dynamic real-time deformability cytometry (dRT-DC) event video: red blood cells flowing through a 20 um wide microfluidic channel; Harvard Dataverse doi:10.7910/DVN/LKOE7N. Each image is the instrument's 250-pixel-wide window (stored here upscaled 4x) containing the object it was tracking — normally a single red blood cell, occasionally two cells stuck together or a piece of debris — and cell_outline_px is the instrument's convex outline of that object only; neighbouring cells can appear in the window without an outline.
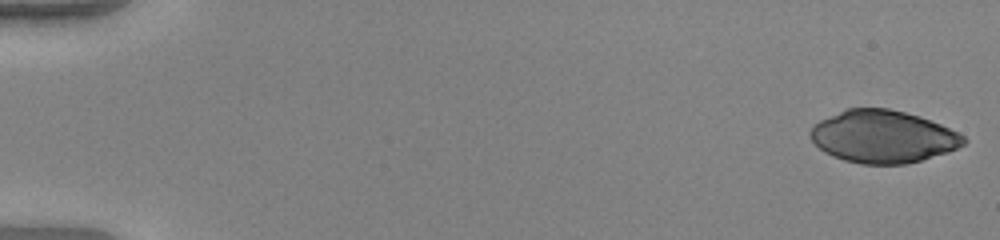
{"species": "human", "species_latin": "Homo sapiens", "temperature_condition": "warm", "stored_images_in_passage": 51, "camera_frame_rate_fps": 3000, "um_per_image_px": 0.085, "donor": {"sex": "female"}, "frame": {"image": 1, "passage_image": 1, "time_ms": 0.0, "image_size_px": [1000, 240], "cell_outline_px": [[968, 140], [964, 144], [948, 152], [908, 164], [860, 164], [844, 160], [832, 156], [824, 152], [812, 140], [808, 132], [820, 120], [848, 108], [888, 108], [920, 116], [960, 132]], "centroid_in_image_um": [75.07, 11.62], "position_along_channel_um": 9.9, "area_um2": 46.88}}
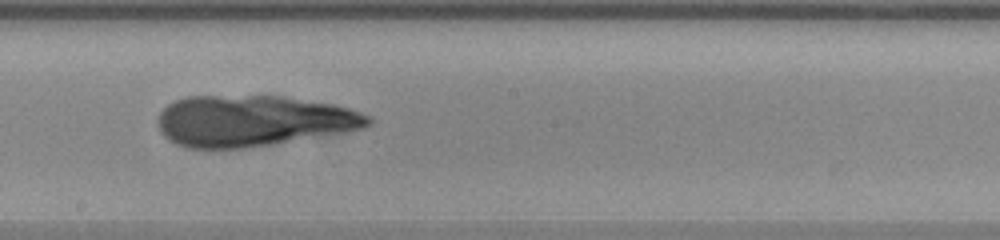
{"frame": {"image": 2, "passage_image": 30, "time_ms": 9.667, "image_size_px": [1000, 240], "cell_outline_px": [[372, 124], [364, 128], [272, 144], [244, 148], [188, 148], [176, 144], [168, 140], [160, 132], [156, 120], [160, 112], [168, 104], [176, 100], [188, 96], [284, 96], [332, 104], [352, 108], [372, 116]], "centroid_in_image_um": [21.5, 10.26], "position_along_channel_um": 226.7, "area_um2": 62.71}}
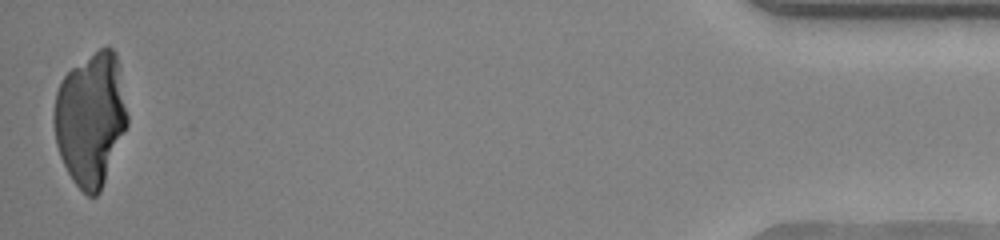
{"frame": {"image": 3, "passage_image": 51, "time_ms": 16.667, "image_size_px": [1000, 240], "cell_outline_px": [[128, 124], [100, 192], [96, 196], [88, 196], [72, 180], [60, 156], [56, 144], [52, 124], [52, 116], [56, 92], [64, 76], [72, 68], [100, 48], [112, 48], [116, 52], [120, 68], [128, 116]], "centroid_in_image_um": [7.7, 10.11], "position_along_channel_um": 427.5, "area_um2": 56.99}}